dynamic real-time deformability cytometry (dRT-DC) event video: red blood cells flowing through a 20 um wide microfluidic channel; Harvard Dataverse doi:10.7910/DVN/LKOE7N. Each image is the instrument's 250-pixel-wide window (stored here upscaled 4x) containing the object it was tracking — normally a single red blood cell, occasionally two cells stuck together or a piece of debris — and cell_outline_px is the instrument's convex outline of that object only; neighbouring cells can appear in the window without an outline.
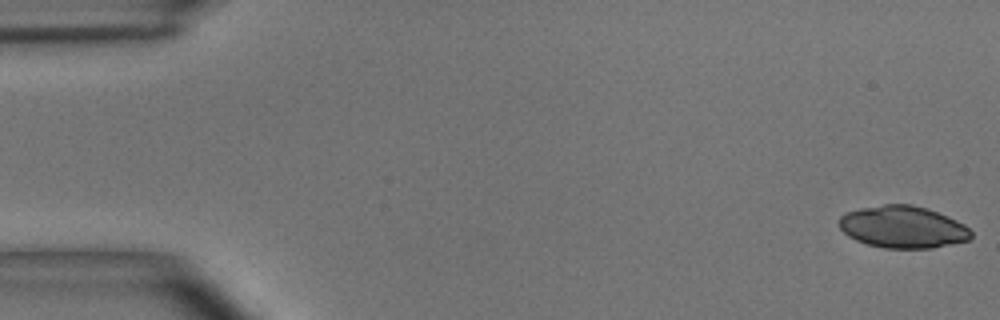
{"species": "common noctule bat (a hibernating species)", "species_latin": "Nyctalus noctula", "temperature_condition": "room temperature", "stored_images_in_passage": 55, "camera_frame_rate_fps": 3000, "um_per_image_px": 0.085, "animal": {"sex": "male", "body_mass_g": 15.6}, "frame": {"image": 1, "passage_image": 1, "time_ms": 0.0, "image_size_px": [1000, 320], "cell_outline_px": [[972, 236], [968, 240], [932, 248], [884, 248], [868, 244], [856, 240], [848, 236], [840, 228], [840, 216], [848, 212], [860, 208], [884, 204], [912, 204], [928, 208], [948, 216], [964, 224], [972, 232]], "centroid_in_image_um": [76.75, 19.29], "position_along_channel_um": 8.2, "area_um2": 32.31}}